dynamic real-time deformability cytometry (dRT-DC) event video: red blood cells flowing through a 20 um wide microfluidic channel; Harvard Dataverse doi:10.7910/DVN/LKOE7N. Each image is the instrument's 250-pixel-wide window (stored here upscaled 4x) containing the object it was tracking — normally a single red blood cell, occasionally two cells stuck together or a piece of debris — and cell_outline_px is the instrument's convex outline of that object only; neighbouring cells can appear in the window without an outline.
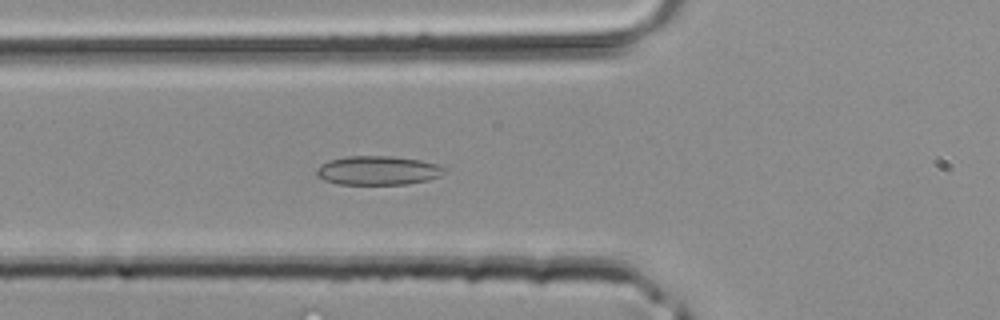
{"species": "common noctule bat (a hibernating species)", "species_latin": "Nyctalus noctula", "temperature_condition": "room temperature", "stored_images_in_passage": 28, "camera_frame_rate_fps": 3000, "um_per_image_px": 0.085, "animal": {"sex": "male", "body_mass_g": 20.4}, "frame": {"image": 1, "passage_image": 2, "time_ms": 0.333, "image_size_px": [1000, 320], "cell_outline_px": [[448, 172], [440, 176], [428, 180], [408, 184], [336, 184], [324, 180], [316, 176], [316, 168], [320, 164], [328, 160], [348, 156], [392, 156], [420, 160], [436, 164], [448, 168]], "centroid_in_image_um": [32.13, 14.49], "position_along_channel_um": 93.7, "area_um2": 21.91}}
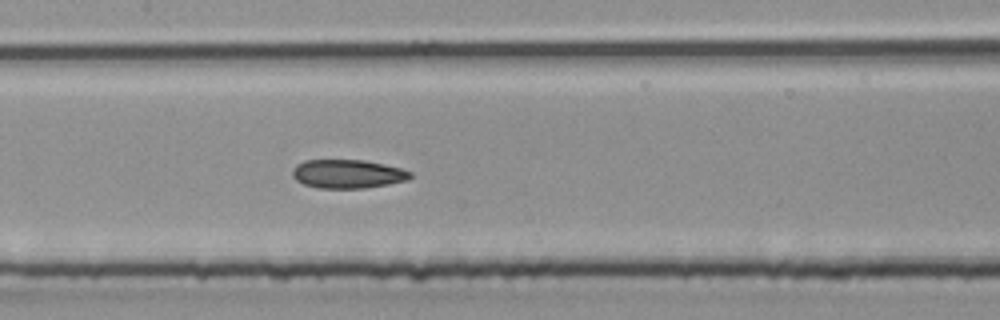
{"frame": {"image": 2, "passage_image": 7, "time_ms": 2.0, "image_size_px": [1000, 320], "cell_outline_px": [[412, 176], [408, 180], [388, 184], [364, 188], [316, 188], [304, 184], [296, 180], [292, 176], [292, 168], [296, 164], [304, 160], [364, 160], [384, 164], [400, 168], [412, 172]], "centroid_in_image_um": [29.53, 14.78], "position_along_channel_um": 177.9, "area_um2": 19.83}}
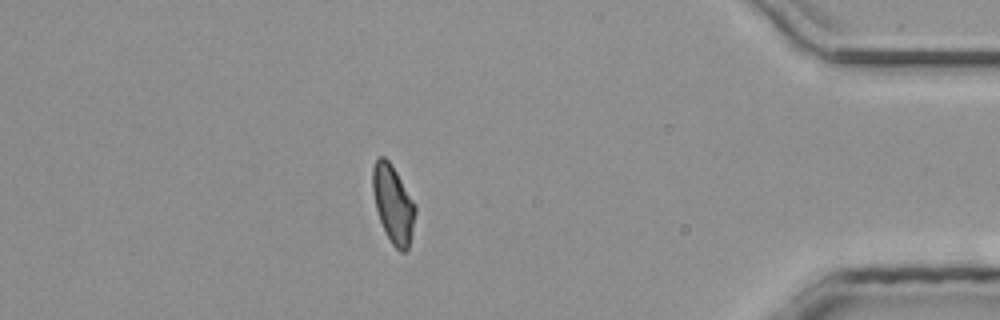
{"frame": {"image": 3, "passage_image": 23, "time_ms": 7.333, "image_size_px": [1000, 320], "cell_outline_px": [[416, 212], [408, 248], [404, 252], [400, 252], [392, 244], [380, 220], [376, 208], [372, 188], [372, 168], [376, 156], [384, 156], [388, 160], [396, 172], [416, 204]], "centroid_in_image_um": [33.41, 17.3], "position_along_channel_um": 401.8, "area_um2": 19.13}}